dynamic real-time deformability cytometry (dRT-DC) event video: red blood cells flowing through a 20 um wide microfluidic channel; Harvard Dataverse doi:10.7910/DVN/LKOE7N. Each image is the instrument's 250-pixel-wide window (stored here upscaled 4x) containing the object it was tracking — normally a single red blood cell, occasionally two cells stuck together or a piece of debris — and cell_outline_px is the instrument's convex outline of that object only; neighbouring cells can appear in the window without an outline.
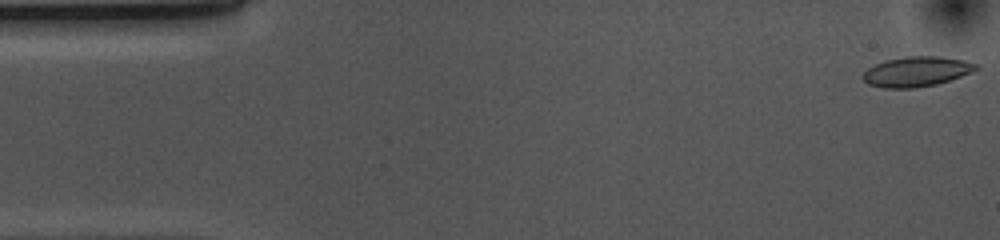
{"species": "common noctule bat (a hibernating species)", "species_latin": "Nyctalus noctula", "temperature_condition": "cold", "stored_images_in_passage": 53, "camera_frame_rate_fps": 3000, "um_per_image_px": 0.085, "animal": {"sex": "female", "body_mass_g": 10.0, "forearm_length_mm": 53.1}, "frame": {"image": 1, "passage_image": 1, "time_ms": 0.0, "image_size_px": [1000, 240], "cell_outline_px": [[980, 68], [972, 72], [936, 84], [916, 88], [884, 88], [868, 84], [860, 76], [868, 68], [884, 60], [908, 56], [940, 56], [964, 60], [980, 64]], "centroid_in_image_um": [77.91, 6.08], "position_along_channel_um": 7.1, "area_um2": 19.88}}
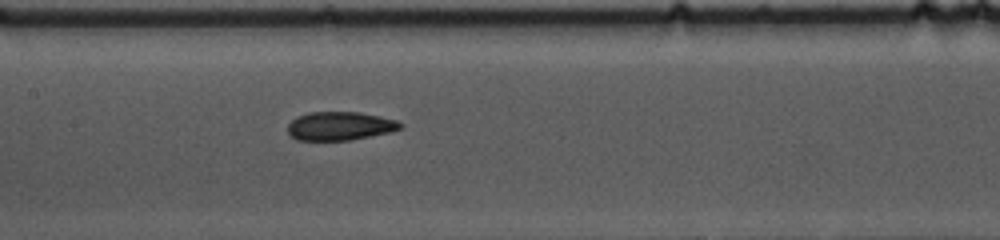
{"frame": {"image": 2, "passage_image": 24, "time_ms": 7.667, "image_size_px": [1000, 240], "cell_outline_px": [[404, 128], [392, 132], [348, 140], [296, 140], [288, 132], [288, 124], [296, 116], [308, 112], [360, 112], [380, 116], [396, 120], [404, 124]], "centroid_in_image_um": [28.92, 10.7], "position_along_channel_um": 178.5, "area_um2": 18.9}}
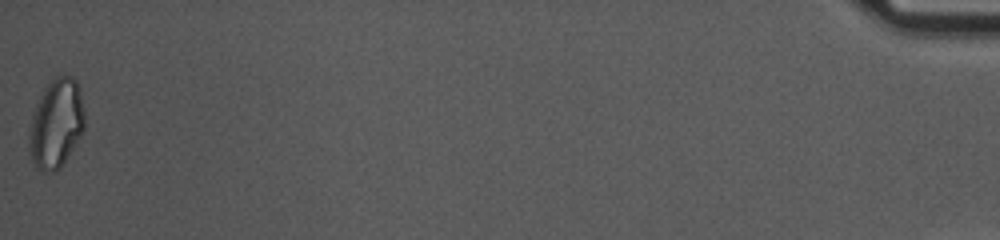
{"frame": {"image": 3, "passage_image": 53, "time_ms": 17.333, "image_size_px": [1000, 240], "cell_outline_px": [[84, 132], [60, 168], [52, 172], [44, 172], [36, 168], [28, 152], [28, 136], [32, 112], [44, 88], [56, 76], [72, 76], [76, 80], [80, 92], [84, 108]], "centroid_in_image_um": [4.76, 10.53], "position_along_channel_um": 430.4, "area_um2": 29.07}, "authors_computed_cell_mechanics": {"area_um2": 19.7676, "velocity_mm_per_s": 3.6903, "shape_relaxation_time_tau1_ms": 6.2305, "shape_relaxation_time_tau2_ms": 2.7916, "deformation_change_tau1": 0.152, "deformation_change_tau2": 0.0955}}